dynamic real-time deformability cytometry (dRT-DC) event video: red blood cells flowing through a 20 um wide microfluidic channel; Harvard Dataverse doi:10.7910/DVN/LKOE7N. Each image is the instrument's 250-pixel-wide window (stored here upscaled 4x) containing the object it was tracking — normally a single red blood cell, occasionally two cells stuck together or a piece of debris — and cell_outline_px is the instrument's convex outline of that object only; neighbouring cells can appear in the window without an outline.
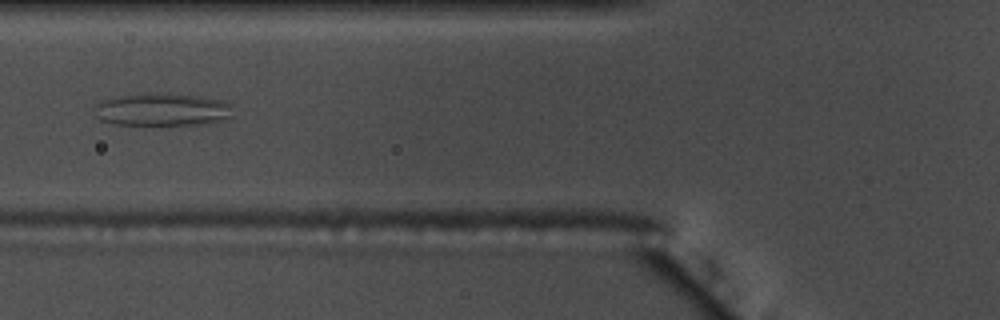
{"species": "common noctule bat (a hibernating species)", "species_latin": "Nyctalus noctula", "temperature_condition": "warm", "stored_images_in_passage": 59, "camera_frame_rate_fps": 3000, "um_per_image_px": 0.085, "animal": {"sex": "male", "body_mass_g": 17.5, "forearm_length_mm": 52.3}, "frame": {"image": 1, "passage_image": 23, "time_ms": 7.333, "image_size_px": [1000, 320], "cell_outline_px": [[232, 116], [216, 120], [196, 124], [112, 124], [100, 120], [96, 116], [92, 108], [100, 100], [116, 96], [144, 92], [156, 92], [200, 96], [220, 100], [228, 104]], "centroid_in_image_um": [13.63, 9.28], "position_along_channel_um": 112.2, "area_um2": 26.3}}
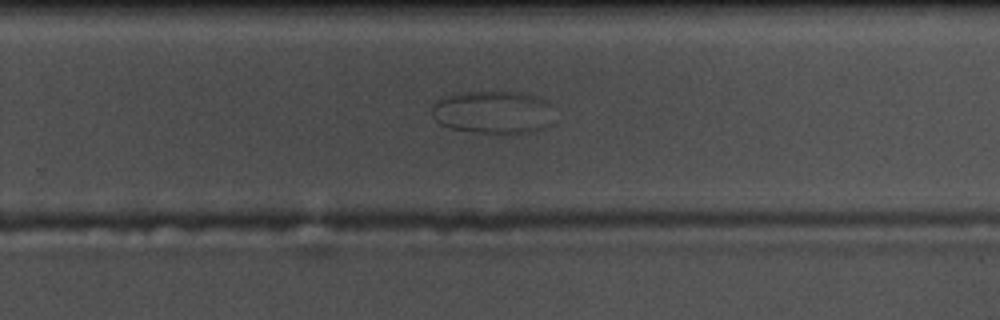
{"frame": {"image": 2, "passage_image": 38, "time_ms": 12.333, "image_size_px": [1000, 320], "cell_outline_px": [[548, 104], [540, 128], [532, 132], [480, 132], [452, 128], [440, 124], [432, 116], [432, 104], [436, 100], [444, 96], [460, 92], [516, 92], [532, 96], [544, 100]], "centroid_in_image_um": [41.68, 9.5], "position_along_channel_um": 288.1, "area_um2": 28.96}}